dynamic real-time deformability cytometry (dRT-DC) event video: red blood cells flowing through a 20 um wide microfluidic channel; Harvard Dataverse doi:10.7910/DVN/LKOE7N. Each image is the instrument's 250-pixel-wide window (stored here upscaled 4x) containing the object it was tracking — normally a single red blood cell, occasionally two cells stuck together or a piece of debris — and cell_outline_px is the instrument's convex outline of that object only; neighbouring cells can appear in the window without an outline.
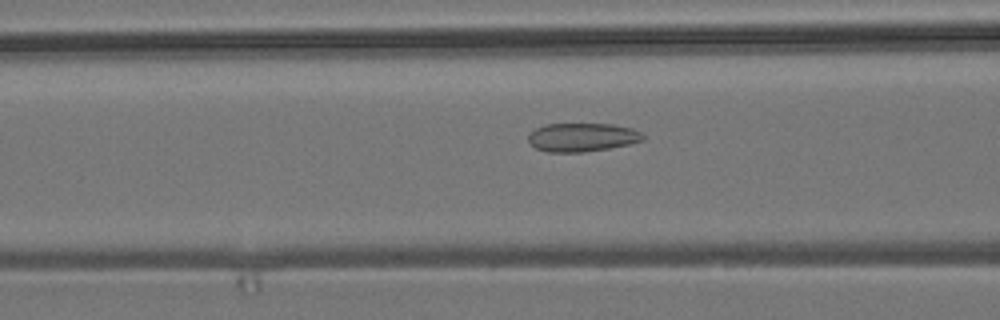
{"species": "common noctule bat (a hibernating species)", "species_latin": "Nyctalus noctula", "temperature_condition": "room temperature", "stored_images_in_passage": 25, "camera_frame_rate_fps": 3000, "um_per_image_px": 0.085, "animal": {"sex": "male", "body_mass_g": 19.2, "forearm_length_mm": 51.8}, "frame": {"image": 1, "passage_image": 11, "time_ms": 3.333, "image_size_px": [1000, 320], "cell_outline_px": [[644, 140], [628, 144], [608, 148], [584, 152], [548, 152], [536, 148], [528, 140], [528, 136], [536, 128], [544, 124], [612, 124], [632, 128], [640, 132], [644, 136]], "centroid_in_image_um": [49.48, 11.66], "position_along_channel_um": 117.1, "area_um2": 18.96}}
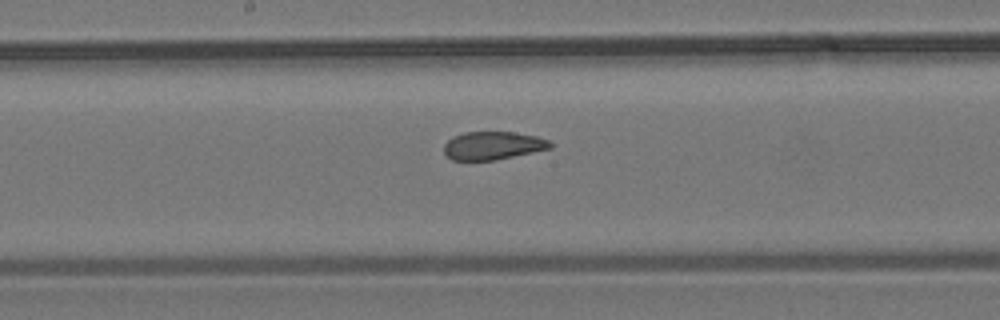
{"frame": {"image": 2, "passage_image": 18, "time_ms": 5.667, "image_size_px": [1000, 320], "cell_outline_px": [[552, 148], [496, 160], [452, 160], [444, 152], [444, 144], [452, 136], [464, 132], [512, 132], [536, 136], [548, 140], [552, 144]], "centroid_in_image_um": [41.88, 12.37], "position_along_channel_um": 206.3, "area_um2": 17.4}}
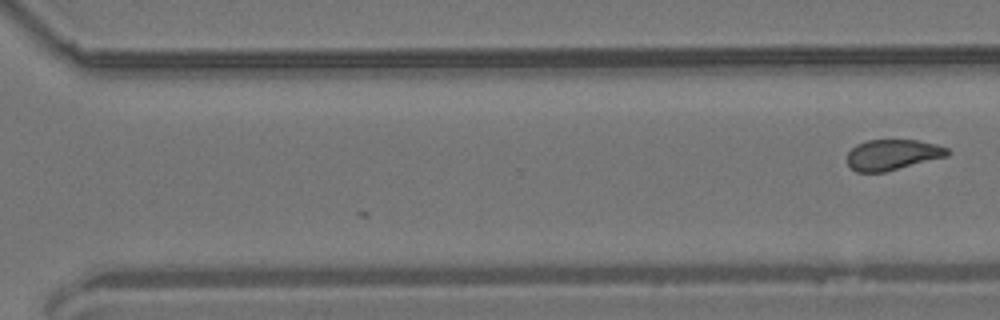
{"frame": {"image": 3, "passage_image": 25, "time_ms": 8.0, "image_size_px": [1000, 320], "cell_outline_px": [[952, 152], [948, 156], [884, 172], [856, 172], [848, 164], [848, 152], [856, 144], [868, 140], [916, 140], [936, 144], [948, 148]], "centroid_in_image_um": [75.89, 13.15], "position_along_channel_um": 294.7, "area_um2": 17.86}}